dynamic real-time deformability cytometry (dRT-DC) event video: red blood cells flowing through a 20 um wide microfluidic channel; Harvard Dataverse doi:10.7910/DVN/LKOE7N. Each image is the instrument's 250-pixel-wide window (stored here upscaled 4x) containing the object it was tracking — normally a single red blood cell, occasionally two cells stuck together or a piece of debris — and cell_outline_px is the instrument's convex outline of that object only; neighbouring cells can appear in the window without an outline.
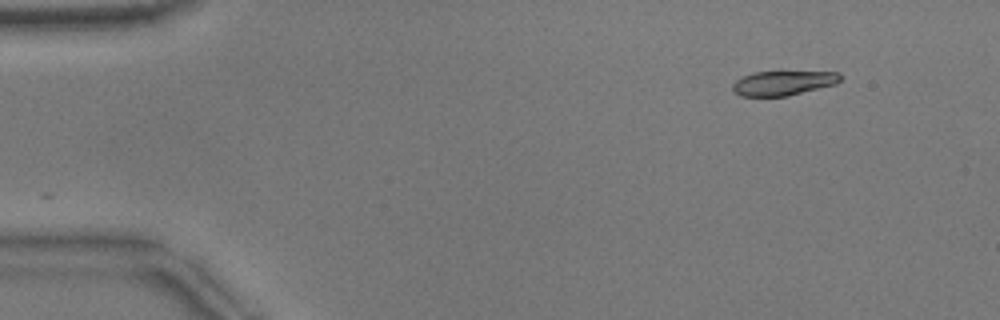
{"species": "common noctule bat (a hibernating species)", "species_latin": "Nyctalus noctula", "temperature_condition": "warm", "stored_images_in_passage": 48, "camera_frame_rate_fps": 3000, "um_per_image_px": 0.085, "animal": {"sex": "male", "body_mass_g": 17.9}, "frame": {"image": 1, "passage_image": 1, "time_ms": 0.0, "image_size_px": [1000, 320], "cell_outline_px": [[840, 80], [836, 84], [788, 96], [740, 96], [732, 92], [732, 84], [736, 80], [752, 72], [840, 72]], "centroid_in_image_um": [66.53, 7.07], "position_along_channel_um": 18.5, "area_um2": 15.37}}
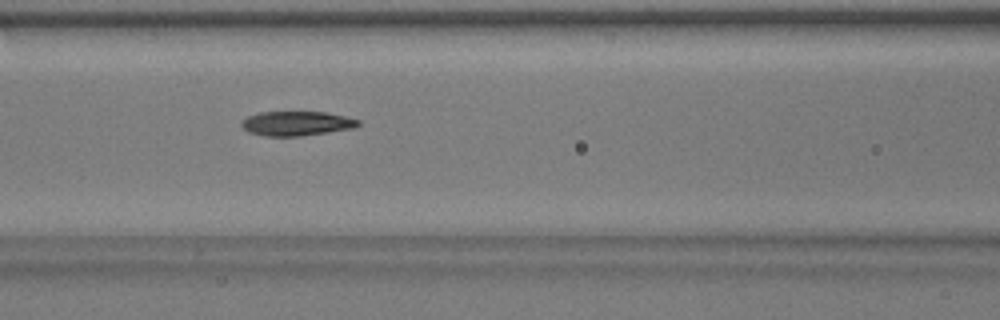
{"frame": {"image": 2, "passage_image": 18, "time_ms": 5.667, "image_size_px": [1000, 320], "cell_outline_px": [[360, 124], [356, 128], [300, 136], [264, 136], [248, 132], [240, 124], [248, 116], [260, 112], [324, 112], [344, 116], [360, 120]], "centroid_in_image_um": [25.23, 10.5], "position_along_channel_um": 141.4, "area_um2": 16.59}}
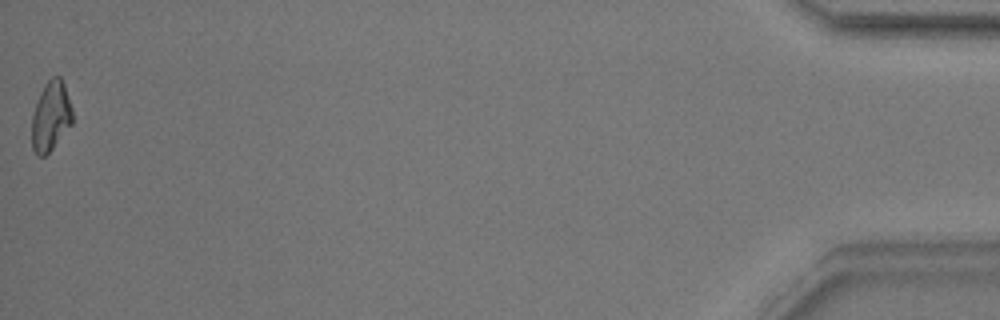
{"frame": {"image": 3, "passage_image": 48, "time_ms": 15.667, "image_size_px": [1000, 320], "cell_outline_px": [[72, 124], [52, 148], [44, 156], [36, 156], [32, 148], [32, 116], [40, 92], [44, 84], [52, 76], [60, 76], [64, 84], [72, 108]], "centroid_in_image_um": [4.31, 9.87], "position_along_channel_um": 430.9, "area_um2": 16.42}, "authors_computed_cell_mechanics": {"area_um2": 17.1088, "velocity_mm_per_s": 3.8452, "shape_relaxation_time_tau1_ms": 9.8282, "shape_relaxation_time_tau2_ms": 4.0983, "deformation_change_tau1": 0.2754, "deformation_change_tau2": 0.1005}}